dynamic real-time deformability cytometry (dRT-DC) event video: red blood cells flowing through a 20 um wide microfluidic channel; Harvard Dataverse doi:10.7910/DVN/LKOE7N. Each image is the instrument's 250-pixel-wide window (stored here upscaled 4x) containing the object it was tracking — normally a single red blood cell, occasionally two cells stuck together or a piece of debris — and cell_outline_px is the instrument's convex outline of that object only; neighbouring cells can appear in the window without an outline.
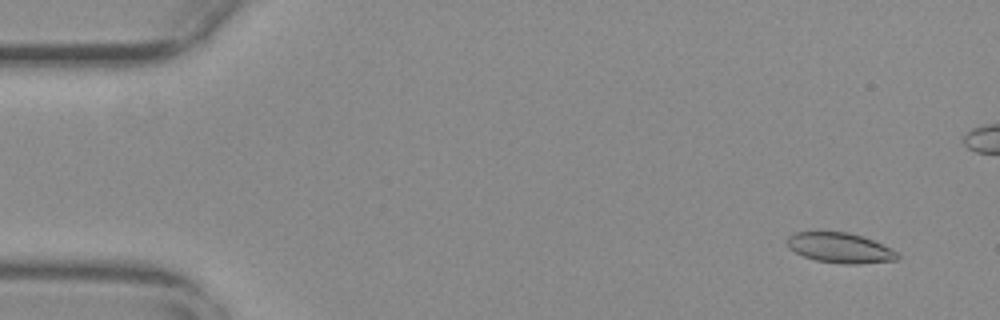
{"species": "common noctule bat (a hibernating species)", "species_latin": "Nyctalus noctula", "temperature_condition": "warm", "stored_images_in_passage": 31, "camera_frame_rate_fps": 3000, "um_per_image_px": 0.085, "animal": {"sex": "female", "body_mass_g": 29.2, "forearm_length_mm": 56.3}, "frame": {"image": 1, "passage_image": 4, "time_ms": 1.0, "image_size_px": [1000, 320], "cell_outline_px": [[900, 256], [896, 260], [856, 264], [844, 264], [816, 260], [804, 256], [796, 252], [788, 244], [788, 236], [796, 232], [848, 232], [864, 236], [900, 252]], "centroid_in_image_um": [71.47, 21.07], "position_along_channel_um": 13.5, "area_um2": 19.25}}
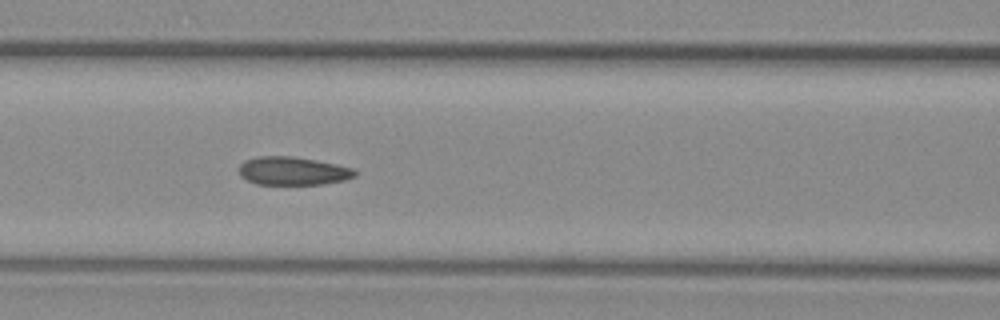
{"frame": {"image": 2, "passage_image": 24, "time_ms": 7.667, "image_size_px": [1000, 320], "cell_outline_px": [[356, 176], [344, 180], [324, 184], [256, 184], [240, 176], [240, 164], [244, 160], [256, 156], [292, 156], [316, 160], [336, 164], [352, 168], [356, 172]], "centroid_in_image_um": [24.88, 14.52], "position_along_channel_um": 141.7, "area_um2": 19.07}}
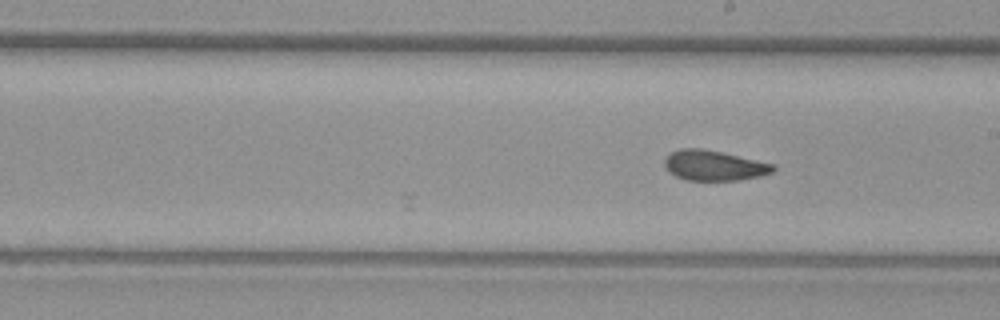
{"frame": {"image": 3, "passage_image": 31, "time_ms": 10.0, "image_size_px": [1000, 320], "cell_outline_px": [[776, 168], [772, 172], [760, 176], [736, 180], [684, 180], [668, 172], [664, 168], [664, 160], [672, 152], [680, 148], [700, 148], [720, 152], [776, 164]], "centroid_in_image_um": [60.67, 14.07], "position_along_channel_um": 228.3, "area_um2": 19.07}}